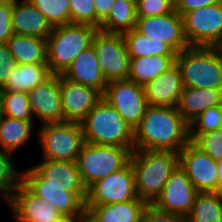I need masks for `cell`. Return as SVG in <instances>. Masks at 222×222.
Here are the masks:
<instances>
[{
	"mask_svg": "<svg viewBox=\"0 0 222 222\" xmlns=\"http://www.w3.org/2000/svg\"><path fill=\"white\" fill-rule=\"evenodd\" d=\"M139 199L134 170L130 161L120 170L100 179L87 188L85 205H105Z\"/></svg>",
	"mask_w": 222,
	"mask_h": 222,
	"instance_id": "30bf717a",
	"label": "cell"
},
{
	"mask_svg": "<svg viewBox=\"0 0 222 222\" xmlns=\"http://www.w3.org/2000/svg\"><path fill=\"white\" fill-rule=\"evenodd\" d=\"M6 44L17 64H47L46 39L13 34Z\"/></svg>",
	"mask_w": 222,
	"mask_h": 222,
	"instance_id": "d4e9b609",
	"label": "cell"
},
{
	"mask_svg": "<svg viewBox=\"0 0 222 222\" xmlns=\"http://www.w3.org/2000/svg\"><path fill=\"white\" fill-rule=\"evenodd\" d=\"M173 10L174 4L170 0H137L136 3L137 18L161 16Z\"/></svg>",
	"mask_w": 222,
	"mask_h": 222,
	"instance_id": "74e56055",
	"label": "cell"
},
{
	"mask_svg": "<svg viewBox=\"0 0 222 222\" xmlns=\"http://www.w3.org/2000/svg\"><path fill=\"white\" fill-rule=\"evenodd\" d=\"M217 105H222V89L184 87L177 108L190 123L200 113Z\"/></svg>",
	"mask_w": 222,
	"mask_h": 222,
	"instance_id": "cb8c5ba5",
	"label": "cell"
},
{
	"mask_svg": "<svg viewBox=\"0 0 222 222\" xmlns=\"http://www.w3.org/2000/svg\"><path fill=\"white\" fill-rule=\"evenodd\" d=\"M217 172H218V193L222 194V159L217 161Z\"/></svg>",
	"mask_w": 222,
	"mask_h": 222,
	"instance_id": "f6af8a7d",
	"label": "cell"
},
{
	"mask_svg": "<svg viewBox=\"0 0 222 222\" xmlns=\"http://www.w3.org/2000/svg\"><path fill=\"white\" fill-rule=\"evenodd\" d=\"M179 166L198 192L218 193L217 161L189 141L178 153Z\"/></svg>",
	"mask_w": 222,
	"mask_h": 222,
	"instance_id": "4fadbf2b",
	"label": "cell"
},
{
	"mask_svg": "<svg viewBox=\"0 0 222 222\" xmlns=\"http://www.w3.org/2000/svg\"><path fill=\"white\" fill-rule=\"evenodd\" d=\"M148 203L142 199L105 205H85L96 222H140Z\"/></svg>",
	"mask_w": 222,
	"mask_h": 222,
	"instance_id": "603a6c76",
	"label": "cell"
},
{
	"mask_svg": "<svg viewBox=\"0 0 222 222\" xmlns=\"http://www.w3.org/2000/svg\"><path fill=\"white\" fill-rule=\"evenodd\" d=\"M33 123L3 116L0 121V148L13 153L25 146L32 137Z\"/></svg>",
	"mask_w": 222,
	"mask_h": 222,
	"instance_id": "f1b7e54d",
	"label": "cell"
},
{
	"mask_svg": "<svg viewBox=\"0 0 222 222\" xmlns=\"http://www.w3.org/2000/svg\"><path fill=\"white\" fill-rule=\"evenodd\" d=\"M12 153L0 148V193L6 202L22 181V172L16 171Z\"/></svg>",
	"mask_w": 222,
	"mask_h": 222,
	"instance_id": "d6a6232c",
	"label": "cell"
},
{
	"mask_svg": "<svg viewBox=\"0 0 222 222\" xmlns=\"http://www.w3.org/2000/svg\"><path fill=\"white\" fill-rule=\"evenodd\" d=\"M222 129V105L212 106L189 123V138L194 141L200 134Z\"/></svg>",
	"mask_w": 222,
	"mask_h": 222,
	"instance_id": "e575fe53",
	"label": "cell"
},
{
	"mask_svg": "<svg viewBox=\"0 0 222 222\" xmlns=\"http://www.w3.org/2000/svg\"><path fill=\"white\" fill-rule=\"evenodd\" d=\"M188 222H222V194L198 192Z\"/></svg>",
	"mask_w": 222,
	"mask_h": 222,
	"instance_id": "4dcf8cb0",
	"label": "cell"
},
{
	"mask_svg": "<svg viewBox=\"0 0 222 222\" xmlns=\"http://www.w3.org/2000/svg\"><path fill=\"white\" fill-rule=\"evenodd\" d=\"M198 191L187 174L178 166L170 175L162 193L152 203L157 209L187 217Z\"/></svg>",
	"mask_w": 222,
	"mask_h": 222,
	"instance_id": "2e32d148",
	"label": "cell"
},
{
	"mask_svg": "<svg viewBox=\"0 0 222 222\" xmlns=\"http://www.w3.org/2000/svg\"><path fill=\"white\" fill-rule=\"evenodd\" d=\"M170 1H171L173 4H175L177 0H170Z\"/></svg>",
	"mask_w": 222,
	"mask_h": 222,
	"instance_id": "681fc988",
	"label": "cell"
},
{
	"mask_svg": "<svg viewBox=\"0 0 222 222\" xmlns=\"http://www.w3.org/2000/svg\"><path fill=\"white\" fill-rule=\"evenodd\" d=\"M115 0H94L96 17L102 22L109 14Z\"/></svg>",
	"mask_w": 222,
	"mask_h": 222,
	"instance_id": "7bdbcfd3",
	"label": "cell"
},
{
	"mask_svg": "<svg viewBox=\"0 0 222 222\" xmlns=\"http://www.w3.org/2000/svg\"><path fill=\"white\" fill-rule=\"evenodd\" d=\"M33 168L45 179V185L66 187V190L76 193L85 202L87 188L82 182L76 162L44 159Z\"/></svg>",
	"mask_w": 222,
	"mask_h": 222,
	"instance_id": "ffe728a7",
	"label": "cell"
},
{
	"mask_svg": "<svg viewBox=\"0 0 222 222\" xmlns=\"http://www.w3.org/2000/svg\"><path fill=\"white\" fill-rule=\"evenodd\" d=\"M60 96L64 121L81 123L103 98V94L90 86L72 82L60 75Z\"/></svg>",
	"mask_w": 222,
	"mask_h": 222,
	"instance_id": "e0dca14e",
	"label": "cell"
},
{
	"mask_svg": "<svg viewBox=\"0 0 222 222\" xmlns=\"http://www.w3.org/2000/svg\"><path fill=\"white\" fill-rule=\"evenodd\" d=\"M98 30L95 26L78 23L54 27L46 39L47 64L51 74L62 75L82 51L92 46Z\"/></svg>",
	"mask_w": 222,
	"mask_h": 222,
	"instance_id": "277c9868",
	"label": "cell"
},
{
	"mask_svg": "<svg viewBox=\"0 0 222 222\" xmlns=\"http://www.w3.org/2000/svg\"><path fill=\"white\" fill-rule=\"evenodd\" d=\"M123 39L130 58L149 56H176L177 53L166 43L150 40L135 28L123 34Z\"/></svg>",
	"mask_w": 222,
	"mask_h": 222,
	"instance_id": "f546056e",
	"label": "cell"
},
{
	"mask_svg": "<svg viewBox=\"0 0 222 222\" xmlns=\"http://www.w3.org/2000/svg\"><path fill=\"white\" fill-rule=\"evenodd\" d=\"M22 181L44 202L54 205L68 220H72L85 211V202L66 187L45 185V179L32 167L22 171Z\"/></svg>",
	"mask_w": 222,
	"mask_h": 222,
	"instance_id": "5bb4252c",
	"label": "cell"
},
{
	"mask_svg": "<svg viewBox=\"0 0 222 222\" xmlns=\"http://www.w3.org/2000/svg\"><path fill=\"white\" fill-rule=\"evenodd\" d=\"M17 1L18 0H0V2H2V3H11V4H14Z\"/></svg>",
	"mask_w": 222,
	"mask_h": 222,
	"instance_id": "7dc6e473",
	"label": "cell"
},
{
	"mask_svg": "<svg viewBox=\"0 0 222 222\" xmlns=\"http://www.w3.org/2000/svg\"><path fill=\"white\" fill-rule=\"evenodd\" d=\"M129 161L134 170L137 197L152 204L179 166V155L174 151L133 150Z\"/></svg>",
	"mask_w": 222,
	"mask_h": 222,
	"instance_id": "7a4b0ae2",
	"label": "cell"
},
{
	"mask_svg": "<svg viewBox=\"0 0 222 222\" xmlns=\"http://www.w3.org/2000/svg\"><path fill=\"white\" fill-rule=\"evenodd\" d=\"M176 56H149L130 59L128 79L145 86L175 63Z\"/></svg>",
	"mask_w": 222,
	"mask_h": 222,
	"instance_id": "4316f807",
	"label": "cell"
},
{
	"mask_svg": "<svg viewBox=\"0 0 222 222\" xmlns=\"http://www.w3.org/2000/svg\"><path fill=\"white\" fill-rule=\"evenodd\" d=\"M222 0H177L174 10L182 17L185 13L219 3Z\"/></svg>",
	"mask_w": 222,
	"mask_h": 222,
	"instance_id": "b9f144b4",
	"label": "cell"
},
{
	"mask_svg": "<svg viewBox=\"0 0 222 222\" xmlns=\"http://www.w3.org/2000/svg\"><path fill=\"white\" fill-rule=\"evenodd\" d=\"M70 23L88 24L100 28L101 21L96 17L94 0H69Z\"/></svg>",
	"mask_w": 222,
	"mask_h": 222,
	"instance_id": "d590c367",
	"label": "cell"
},
{
	"mask_svg": "<svg viewBox=\"0 0 222 222\" xmlns=\"http://www.w3.org/2000/svg\"><path fill=\"white\" fill-rule=\"evenodd\" d=\"M184 87L222 89V48L188 46L176 55Z\"/></svg>",
	"mask_w": 222,
	"mask_h": 222,
	"instance_id": "3957f363",
	"label": "cell"
},
{
	"mask_svg": "<svg viewBox=\"0 0 222 222\" xmlns=\"http://www.w3.org/2000/svg\"><path fill=\"white\" fill-rule=\"evenodd\" d=\"M11 22L14 34L47 39L53 31L45 16L29 1L13 4Z\"/></svg>",
	"mask_w": 222,
	"mask_h": 222,
	"instance_id": "7402d4cb",
	"label": "cell"
},
{
	"mask_svg": "<svg viewBox=\"0 0 222 222\" xmlns=\"http://www.w3.org/2000/svg\"><path fill=\"white\" fill-rule=\"evenodd\" d=\"M126 1L133 2L134 4L137 3V0H126Z\"/></svg>",
	"mask_w": 222,
	"mask_h": 222,
	"instance_id": "c3c4849f",
	"label": "cell"
},
{
	"mask_svg": "<svg viewBox=\"0 0 222 222\" xmlns=\"http://www.w3.org/2000/svg\"><path fill=\"white\" fill-rule=\"evenodd\" d=\"M103 99L117 110L133 130L148 107L144 86L129 79L109 81L103 93Z\"/></svg>",
	"mask_w": 222,
	"mask_h": 222,
	"instance_id": "9c48e42d",
	"label": "cell"
},
{
	"mask_svg": "<svg viewBox=\"0 0 222 222\" xmlns=\"http://www.w3.org/2000/svg\"><path fill=\"white\" fill-rule=\"evenodd\" d=\"M92 45L96 50L99 66L105 79H128L130 71V55L121 34H109L98 30Z\"/></svg>",
	"mask_w": 222,
	"mask_h": 222,
	"instance_id": "8fae6325",
	"label": "cell"
},
{
	"mask_svg": "<svg viewBox=\"0 0 222 222\" xmlns=\"http://www.w3.org/2000/svg\"><path fill=\"white\" fill-rule=\"evenodd\" d=\"M3 116L4 115H3V108H2V90L0 88V121Z\"/></svg>",
	"mask_w": 222,
	"mask_h": 222,
	"instance_id": "bcb514c9",
	"label": "cell"
},
{
	"mask_svg": "<svg viewBox=\"0 0 222 222\" xmlns=\"http://www.w3.org/2000/svg\"><path fill=\"white\" fill-rule=\"evenodd\" d=\"M135 29L152 41L166 43L177 54L189 46L183 19L175 10L161 16L137 18Z\"/></svg>",
	"mask_w": 222,
	"mask_h": 222,
	"instance_id": "9a60e30c",
	"label": "cell"
},
{
	"mask_svg": "<svg viewBox=\"0 0 222 222\" xmlns=\"http://www.w3.org/2000/svg\"><path fill=\"white\" fill-rule=\"evenodd\" d=\"M13 4L0 2V43H6L14 34L11 22Z\"/></svg>",
	"mask_w": 222,
	"mask_h": 222,
	"instance_id": "ab89813d",
	"label": "cell"
},
{
	"mask_svg": "<svg viewBox=\"0 0 222 222\" xmlns=\"http://www.w3.org/2000/svg\"><path fill=\"white\" fill-rule=\"evenodd\" d=\"M183 215L164 212L157 209L153 204H148L144 209L140 222H185Z\"/></svg>",
	"mask_w": 222,
	"mask_h": 222,
	"instance_id": "f35d334b",
	"label": "cell"
},
{
	"mask_svg": "<svg viewBox=\"0 0 222 222\" xmlns=\"http://www.w3.org/2000/svg\"><path fill=\"white\" fill-rule=\"evenodd\" d=\"M62 76L72 82L93 87L102 94L108 83L100 69L93 45L82 51Z\"/></svg>",
	"mask_w": 222,
	"mask_h": 222,
	"instance_id": "44dd1931",
	"label": "cell"
},
{
	"mask_svg": "<svg viewBox=\"0 0 222 222\" xmlns=\"http://www.w3.org/2000/svg\"><path fill=\"white\" fill-rule=\"evenodd\" d=\"M81 126L86 143L133 147V129L103 98L86 115Z\"/></svg>",
	"mask_w": 222,
	"mask_h": 222,
	"instance_id": "5b68a950",
	"label": "cell"
},
{
	"mask_svg": "<svg viewBox=\"0 0 222 222\" xmlns=\"http://www.w3.org/2000/svg\"><path fill=\"white\" fill-rule=\"evenodd\" d=\"M37 133L43 159L52 161L76 162L85 143L81 123L77 122L45 123Z\"/></svg>",
	"mask_w": 222,
	"mask_h": 222,
	"instance_id": "52a82bcc",
	"label": "cell"
},
{
	"mask_svg": "<svg viewBox=\"0 0 222 222\" xmlns=\"http://www.w3.org/2000/svg\"><path fill=\"white\" fill-rule=\"evenodd\" d=\"M136 20V4L126 0H115L108 16L101 22L99 30L123 35L135 28Z\"/></svg>",
	"mask_w": 222,
	"mask_h": 222,
	"instance_id": "83f0119b",
	"label": "cell"
},
{
	"mask_svg": "<svg viewBox=\"0 0 222 222\" xmlns=\"http://www.w3.org/2000/svg\"><path fill=\"white\" fill-rule=\"evenodd\" d=\"M17 62L11 54L6 43H0V88L6 83L7 77L17 66Z\"/></svg>",
	"mask_w": 222,
	"mask_h": 222,
	"instance_id": "60d3db41",
	"label": "cell"
},
{
	"mask_svg": "<svg viewBox=\"0 0 222 222\" xmlns=\"http://www.w3.org/2000/svg\"><path fill=\"white\" fill-rule=\"evenodd\" d=\"M134 147H117L84 143L76 164L83 184L88 188L94 182L123 168Z\"/></svg>",
	"mask_w": 222,
	"mask_h": 222,
	"instance_id": "8992f818",
	"label": "cell"
},
{
	"mask_svg": "<svg viewBox=\"0 0 222 222\" xmlns=\"http://www.w3.org/2000/svg\"><path fill=\"white\" fill-rule=\"evenodd\" d=\"M51 75L48 64H18L7 77L1 90L28 92Z\"/></svg>",
	"mask_w": 222,
	"mask_h": 222,
	"instance_id": "484cf974",
	"label": "cell"
},
{
	"mask_svg": "<svg viewBox=\"0 0 222 222\" xmlns=\"http://www.w3.org/2000/svg\"><path fill=\"white\" fill-rule=\"evenodd\" d=\"M31 112L45 123L64 122L60 96V75L52 74L27 92Z\"/></svg>",
	"mask_w": 222,
	"mask_h": 222,
	"instance_id": "ac0fdd59",
	"label": "cell"
},
{
	"mask_svg": "<svg viewBox=\"0 0 222 222\" xmlns=\"http://www.w3.org/2000/svg\"><path fill=\"white\" fill-rule=\"evenodd\" d=\"M3 115L22 121H34L27 92L2 91Z\"/></svg>",
	"mask_w": 222,
	"mask_h": 222,
	"instance_id": "1f68e13d",
	"label": "cell"
},
{
	"mask_svg": "<svg viewBox=\"0 0 222 222\" xmlns=\"http://www.w3.org/2000/svg\"><path fill=\"white\" fill-rule=\"evenodd\" d=\"M134 150H162L179 153L190 141L189 123L177 107L148 105L133 130Z\"/></svg>",
	"mask_w": 222,
	"mask_h": 222,
	"instance_id": "6da1fadb",
	"label": "cell"
},
{
	"mask_svg": "<svg viewBox=\"0 0 222 222\" xmlns=\"http://www.w3.org/2000/svg\"><path fill=\"white\" fill-rule=\"evenodd\" d=\"M189 46L222 48V1L182 16Z\"/></svg>",
	"mask_w": 222,
	"mask_h": 222,
	"instance_id": "ba28073f",
	"label": "cell"
},
{
	"mask_svg": "<svg viewBox=\"0 0 222 222\" xmlns=\"http://www.w3.org/2000/svg\"><path fill=\"white\" fill-rule=\"evenodd\" d=\"M193 143L213 160L222 159V129L200 134Z\"/></svg>",
	"mask_w": 222,
	"mask_h": 222,
	"instance_id": "8d00e7d4",
	"label": "cell"
},
{
	"mask_svg": "<svg viewBox=\"0 0 222 222\" xmlns=\"http://www.w3.org/2000/svg\"><path fill=\"white\" fill-rule=\"evenodd\" d=\"M15 222H68L51 203L44 202L23 181L7 201Z\"/></svg>",
	"mask_w": 222,
	"mask_h": 222,
	"instance_id": "7c38bea8",
	"label": "cell"
},
{
	"mask_svg": "<svg viewBox=\"0 0 222 222\" xmlns=\"http://www.w3.org/2000/svg\"><path fill=\"white\" fill-rule=\"evenodd\" d=\"M183 88L179 68L174 63L144 86L146 101L151 106L177 107Z\"/></svg>",
	"mask_w": 222,
	"mask_h": 222,
	"instance_id": "d6986e66",
	"label": "cell"
},
{
	"mask_svg": "<svg viewBox=\"0 0 222 222\" xmlns=\"http://www.w3.org/2000/svg\"><path fill=\"white\" fill-rule=\"evenodd\" d=\"M54 27L70 23L69 0H29Z\"/></svg>",
	"mask_w": 222,
	"mask_h": 222,
	"instance_id": "836d02e7",
	"label": "cell"
},
{
	"mask_svg": "<svg viewBox=\"0 0 222 222\" xmlns=\"http://www.w3.org/2000/svg\"><path fill=\"white\" fill-rule=\"evenodd\" d=\"M68 222H96V221L91 217V215L87 211H85L82 215L72 220H69Z\"/></svg>",
	"mask_w": 222,
	"mask_h": 222,
	"instance_id": "ee69618b",
	"label": "cell"
}]
</instances>
